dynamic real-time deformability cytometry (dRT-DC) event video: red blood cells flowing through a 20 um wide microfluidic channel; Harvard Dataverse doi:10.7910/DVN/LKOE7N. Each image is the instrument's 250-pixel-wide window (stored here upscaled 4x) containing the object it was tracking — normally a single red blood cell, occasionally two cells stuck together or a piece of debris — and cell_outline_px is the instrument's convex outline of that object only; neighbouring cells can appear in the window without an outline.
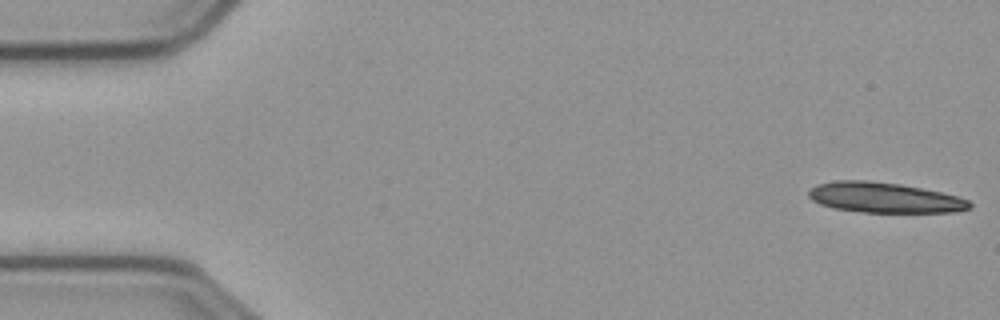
{"species": "common noctule bat (a hibernating species)", "species_latin": "Nyctalus noctula", "temperature_condition": "cold", "stored_images_in_passage": 16, "camera_frame_rate_fps": 3000, "um_per_image_px": 0.085, "animal": {"sex": "male", "body_mass_g": 23.1, "forearm_length_mm": 52.7}, "frame": {"image": 1, "passage_image": 1, "time_ms": 0.0, "image_size_px": [1000, 320], "cell_outline_px": [[972, 208], [956, 212], [864, 212], [832, 208], [820, 204], [812, 200], [808, 196], [808, 192], [816, 184], [836, 180], [864, 180], [900, 184], [940, 192], [956, 196], [968, 200], [972, 204]], "centroid_in_image_um": [75.15, 16.8], "position_along_channel_um": 9.8, "area_um2": 28.32}}